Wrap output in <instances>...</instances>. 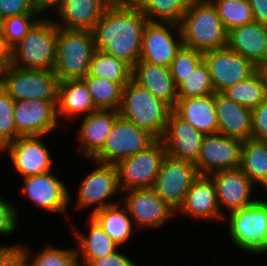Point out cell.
Listing matches in <instances>:
<instances>
[{"label": "cell", "mask_w": 267, "mask_h": 266, "mask_svg": "<svg viewBox=\"0 0 267 266\" xmlns=\"http://www.w3.org/2000/svg\"><path fill=\"white\" fill-rule=\"evenodd\" d=\"M147 17L131 0H113L95 23V48L133 67L140 60Z\"/></svg>", "instance_id": "cell-1"}, {"label": "cell", "mask_w": 267, "mask_h": 266, "mask_svg": "<svg viewBox=\"0 0 267 266\" xmlns=\"http://www.w3.org/2000/svg\"><path fill=\"white\" fill-rule=\"evenodd\" d=\"M179 25L187 47L204 53L227 46L228 31L210 0H193Z\"/></svg>", "instance_id": "cell-2"}, {"label": "cell", "mask_w": 267, "mask_h": 266, "mask_svg": "<svg viewBox=\"0 0 267 266\" xmlns=\"http://www.w3.org/2000/svg\"><path fill=\"white\" fill-rule=\"evenodd\" d=\"M54 21L41 17L8 52V63L25 69L54 70L58 36Z\"/></svg>", "instance_id": "cell-3"}, {"label": "cell", "mask_w": 267, "mask_h": 266, "mask_svg": "<svg viewBox=\"0 0 267 266\" xmlns=\"http://www.w3.org/2000/svg\"><path fill=\"white\" fill-rule=\"evenodd\" d=\"M172 109L134 81L124 86L119 115L133 122L137 129L161 139Z\"/></svg>", "instance_id": "cell-4"}, {"label": "cell", "mask_w": 267, "mask_h": 266, "mask_svg": "<svg viewBox=\"0 0 267 266\" xmlns=\"http://www.w3.org/2000/svg\"><path fill=\"white\" fill-rule=\"evenodd\" d=\"M95 50L92 30L58 27L54 72L59 80L85 78Z\"/></svg>", "instance_id": "cell-5"}, {"label": "cell", "mask_w": 267, "mask_h": 266, "mask_svg": "<svg viewBox=\"0 0 267 266\" xmlns=\"http://www.w3.org/2000/svg\"><path fill=\"white\" fill-rule=\"evenodd\" d=\"M59 77L54 70L25 69L6 64L1 69L0 86L15 100L58 102Z\"/></svg>", "instance_id": "cell-6"}, {"label": "cell", "mask_w": 267, "mask_h": 266, "mask_svg": "<svg viewBox=\"0 0 267 266\" xmlns=\"http://www.w3.org/2000/svg\"><path fill=\"white\" fill-rule=\"evenodd\" d=\"M229 235L237 248L249 254L267 253V202L256 199L246 207L229 212Z\"/></svg>", "instance_id": "cell-7"}, {"label": "cell", "mask_w": 267, "mask_h": 266, "mask_svg": "<svg viewBox=\"0 0 267 266\" xmlns=\"http://www.w3.org/2000/svg\"><path fill=\"white\" fill-rule=\"evenodd\" d=\"M166 154L162 140L157 139L145 150L115 164L121 191L153 188Z\"/></svg>", "instance_id": "cell-8"}, {"label": "cell", "mask_w": 267, "mask_h": 266, "mask_svg": "<svg viewBox=\"0 0 267 266\" xmlns=\"http://www.w3.org/2000/svg\"><path fill=\"white\" fill-rule=\"evenodd\" d=\"M155 139L135 124L119 116L103 147L91 158L95 162L117 164L119 161L145 150Z\"/></svg>", "instance_id": "cell-9"}, {"label": "cell", "mask_w": 267, "mask_h": 266, "mask_svg": "<svg viewBox=\"0 0 267 266\" xmlns=\"http://www.w3.org/2000/svg\"><path fill=\"white\" fill-rule=\"evenodd\" d=\"M199 173L194 163L166 154L153 189L175 212L182 206L185 195Z\"/></svg>", "instance_id": "cell-10"}, {"label": "cell", "mask_w": 267, "mask_h": 266, "mask_svg": "<svg viewBox=\"0 0 267 266\" xmlns=\"http://www.w3.org/2000/svg\"><path fill=\"white\" fill-rule=\"evenodd\" d=\"M183 45L179 24L148 21L143 31L140 60L169 67Z\"/></svg>", "instance_id": "cell-11"}, {"label": "cell", "mask_w": 267, "mask_h": 266, "mask_svg": "<svg viewBox=\"0 0 267 266\" xmlns=\"http://www.w3.org/2000/svg\"><path fill=\"white\" fill-rule=\"evenodd\" d=\"M242 142L221 133L205 135L194 163L199 175L239 168Z\"/></svg>", "instance_id": "cell-12"}, {"label": "cell", "mask_w": 267, "mask_h": 266, "mask_svg": "<svg viewBox=\"0 0 267 266\" xmlns=\"http://www.w3.org/2000/svg\"><path fill=\"white\" fill-rule=\"evenodd\" d=\"M96 163L99 166L85 176L76 195L78 197L77 204H75L76 209L94 207L89 216L100 209L118 204L115 201L112 203L107 200L115 197L114 195L119 191L121 192L117 167L109 163Z\"/></svg>", "instance_id": "cell-13"}, {"label": "cell", "mask_w": 267, "mask_h": 266, "mask_svg": "<svg viewBox=\"0 0 267 266\" xmlns=\"http://www.w3.org/2000/svg\"><path fill=\"white\" fill-rule=\"evenodd\" d=\"M203 60L209 68L215 92H222L227 87L248 79L259 69L228 46L204 52Z\"/></svg>", "instance_id": "cell-14"}, {"label": "cell", "mask_w": 267, "mask_h": 266, "mask_svg": "<svg viewBox=\"0 0 267 266\" xmlns=\"http://www.w3.org/2000/svg\"><path fill=\"white\" fill-rule=\"evenodd\" d=\"M43 136H20L6 144L0 152L8 153L16 172L24 178L53 171V158Z\"/></svg>", "instance_id": "cell-15"}, {"label": "cell", "mask_w": 267, "mask_h": 266, "mask_svg": "<svg viewBox=\"0 0 267 266\" xmlns=\"http://www.w3.org/2000/svg\"><path fill=\"white\" fill-rule=\"evenodd\" d=\"M121 200L127 208L134 225L141 228H160L176 212L169 207L153 188L131 189L122 192Z\"/></svg>", "instance_id": "cell-16"}, {"label": "cell", "mask_w": 267, "mask_h": 266, "mask_svg": "<svg viewBox=\"0 0 267 266\" xmlns=\"http://www.w3.org/2000/svg\"><path fill=\"white\" fill-rule=\"evenodd\" d=\"M50 171L23 178V194L36 207L52 213H65L71 201L67 186Z\"/></svg>", "instance_id": "cell-17"}, {"label": "cell", "mask_w": 267, "mask_h": 266, "mask_svg": "<svg viewBox=\"0 0 267 266\" xmlns=\"http://www.w3.org/2000/svg\"><path fill=\"white\" fill-rule=\"evenodd\" d=\"M14 123L21 136H43L59 124L57 103L45 100H15Z\"/></svg>", "instance_id": "cell-18"}, {"label": "cell", "mask_w": 267, "mask_h": 266, "mask_svg": "<svg viewBox=\"0 0 267 266\" xmlns=\"http://www.w3.org/2000/svg\"><path fill=\"white\" fill-rule=\"evenodd\" d=\"M209 176L215 184L219 209L225 217L227 212L224 213L222 209L226 208L232 212L252 204L257 199L251 197L255 189L254 184L240 168L217 171Z\"/></svg>", "instance_id": "cell-19"}, {"label": "cell", "mask_w": 267, "mask_h": 266, "mask_svg": "<svg viewBox=\"0 0 267 266\" xmlns=\"http://www.w3.org/2000/svg\"><path fill=\"white\" fill-rule=\"evenodd\" d=\"M204 136L171 111L161 140L167 155L195 163Z\"/></svg>", "instance_id": "cell-20"}, {"label": "cell", "mask_w": 267, "mask_h": 266, "mask_svg": "<svg viewBox=\"0 0 267 266\" xmlns=\"http://www.w3.org/2000/svg\"><path fill=\"white\" fill-rule=\"evenodd\" d=\"M186 214L196 220H223L217 201L216 187L208 175H199L185 195L184 202L176 214Z\"/></svg>", "instance_id": "cell-21"}, {"label": "cell", "mask_w": 267, "mask_h": 266, "mask_svg": "<svg viewBox=\"0 0 267 266\" xmlns=\"http://www.w3.org/2000/svg\"><path fill=\"white\" fill-rule=\"evenodd\" d=\"M227 46L265 70L267 25L252 22L228 31Z\"/></svg>", "instance_id": "cell-22"}, {"label": "cell", "mask_w": 267, "mask_h": 266, "mask_svg": "<svg viewBox=\"0 0 267 266\" xmlns=\"http://www.w3.org/2000/svg\"><path fill=\"white\" fill-rule=\"evenodd\" d=\"M132 81L148 90L155 98L174 108L178 99L177 86L170 68L139 60L132 67Z\"/></svg>", "instance_id": "cell-23"}, {"label": "cell", "mask_w": 267, "mask_h": 266, "mask_svg": "<svg viewBox=\"0 0 267 266\" xmlns=\"http://www.w3.org/2000/svg\"><path fill=\"white\" fill-rule=\"evenodd\" d=\"M113 0H61L54 23L63 29L92 30Z\"/></svg>", "instance_id": "cell-24"}, {"label": "cell", "mask_w": 267, "mask_h": 266, "mask_svg": "<svg viewBox=\"0 0 267 266\" xmlns=\"http://www.w3.org/2000/svg\"><path fill=\"white\" fill-rule=\"evenodd\" d=\"M218 133L240 139L252 138V110L235 103L221 92H215Z\"/></svg>", "instance_id": "cell-25"}, {"label": "cell", "mask_w": 267, "mask_h": 266, "mask_svg": "<svg viewBox=\"0 0 267 266\" xmlns=\"http://www.w3.org/2000/svg\"><path fill=\"white\" fill-rule=\"evenodd\" d=\"M119 116V111L114 110H96L83 116L77 135L80 150L82 153L84 152L83 155L91 160L103 147L115 120Z\"/></svg>", "instance_id": "cell-26"}, {"label": "cell", "mask_w": 267, "mask_h": 266, "mask_svg": "<svg viewBox=\"0 0 267 266\" xmlns=\"http://www.w3.org/2000/svg\"><path fill=\"white\" fill-rule=\"evenodd\" d=\"M172 111L204 135L218 133L215 93L203 97L178 98Z\"/></svg>", "instance_id": "cell-27"}, {"label": "cell", "mask_w": 267, "mask_h": 266, "mask_svg": "<svg viewBox=\"0 0 267 266\" xmlns=\"http://www.w3.org/2000/svg\"><path fill=\"white\" fill-rule=\"evenodd\" d=\"M96 110L83 79L60 81L57 117L72 118L71 120H73L75 116L78 117L81 114L87 116Z\"/></svg>", "instance_id": "cell-28"}, {"label": "cell", "mask_w": 267, "mask_h": 266, "mask_svg": "<svg viewBox=\"0 0 267 266\" xmlns=\"http://www.w3.org/2000/svg\"><path fill=\"white\" fill-rule=\"evenodd\" d=\"M88 223L90 228L88 234L73 228L77 242L75 251L83 266H87L92 260L112 254L120 247L91 216Z\"/></svg>", "instance_id": "cell-29"}, {"label": "cell", "mask_w": 267, "mask_h": 266, "mask_svg": "<svg viewBox=\"0 0 267 266\" xmlns=\"http://www.w3.org/2000/svg\"><path fill=\"white\" fill-rule=\"evenodd\" d=\"M121 203L105 207L90 215L119 246L129 240L134 227L127 208Z\"/></svg>", "instance_id": "cell-30"}, {"label": "cell", "mask_w": 267, "mask_h": 266, "mask_svg": "<svg viewBox=\"0 0 267 266\" xmlns=\"http://www.w3.org/2000/svg\"><path fill=\"white\" fill-rule=\"evenodd\" d=\"M235 103L253 110L267 98V73L258 69L246 80H241L221 92Z\"/></svg>", "instance_id": "cell-31"}, {"label": "cell", "mask_w": 267, "mask_h": 266, "mask_svg": "<svg viewBox=\"0 0 267 266\" xmlns=\"http://www.w3.org/2000/svg\"><path fill=\"white\" fill-rule=\"evenodd\" d=\"M239 168L255 186L267 190V141L253 138L244 140Z\"/></svg>", "instance_id": "cell-32"}, {"label": "cell", "mask_w": 267, "mask_h": 266, "mask_svg": "<svg viewBox=\"0 0 267 266\" xmlns=\"http://www.w3.org/2000/svg\"><path fill=\"white\" fill-rule=\"evenodd\" d=\"M150 22L180 24L193 0H131ZM158 19V20H157Z\"/></svg>", "instance_id": "cell-33"}, {"label": "cell", "mask_w": 267, "mask_h": 266, "mask_svg": "<svg viewBox=\"0 0 267 266\" xmlns=\"http://www.w3.org/2000/svg\"><path fill=\"white\" fill-rule=\"evenodd\" d=\"M83 80L97 110L119 111L122 103L124 86L100 77L87 75Z\"/></svg>", "instance_id": "cell-34"}, {"label": "cell", "mask_w": 267, "mask_h": 266, "mask_svg": "<svg viewBox=\"0 0 267 266\" xmlns=\"http://www.w3.org/2000/svg\"><path fill=\"white\" fill-rule=\"evenodd\" d=\"M88 75L119 84H127L132 80V67L125 61L96 49Z\"/></svg>", "instance_id": "cell-35"}, {"label": "cell", "mask_w": 267, "mask_h": 266, "mask_svg": "<svg viewBox=\"0 0 267 266\" xmlns=\"http://www.w3.org/2000/svg\"><path fill=\"white\" fill-rule=\"evenodd\" d=\"M227 31L252 23V9L248 0H210Z\"/></svg>", "instance_id": "cell-36"}, {"label": "cell", "mask_w": 267, "mask_h": 266, "mask_svg": "<svg viewBox=\"0 0 267 266\" xmlns=\"http://www.w3.org/2000/svg\"><path fill=\"white\" fill-rule=\"evenodd\" d=\"M40 15L39 12H31L2 19L0 34L3 46L8 52L23 39L41 18Z\"/></svg>", "instance_id": "cell-37"}, {"label": "cell", "mask_w": 267, "mask_h": 266, "mask_svg": "<svg viewBox=\"0 0 267 266\" xmlns=\"http://www.w3.org/2000/svg\"><path fill=\"white\" fill-rule=\"evenodd\" d=\"M178 98L203 97L215 93L209 68L204 60L177 86Z\"/></svg>", "instance_id": "cell-38"}, {"label": "cell", "mask_w": 267, "mask_h": 266, "mask_svg": "<svg viewBox=\"0 0 267 266\" xmlns=\"http://www.w3.org/2000/svg\"><path fill=\"white\" fill-rule=\"evenodd\" d=\"M202 61L203 52L183 45L169 66L176 86L187 79Z\"/></svg>", "instance_id": "cell-39"}, {"label": "cell", "mask_w": 267, "mask_h": 266, "mask_svg": "<svg viewBox=\"0 0 267 266\" xmlns=\"http://www.w3.org/2000/svg\"><path fill=\"white\" fill-rule=\"evenodd\" d=\"M20 136L14 123V100L0 86V150Z\"/></svg>", "instance_id": "cell-40"}, {"label": "cell", "mask_w": 267, "mask_h": 266, "mask_svg": "<svg viewBox=\"0 0 267 266\" xmlns=\"http://www.w3.org/2000/svg\"><path fill=\"white\" fill-rule=\"evenodd\" d=\"M21 247L28 258L29 266H60L76 249L75 247L73 249H62L54 247V245H48L32 259L31 252L27 249V246L25 247V245L22 246L21 244Z\"/></svg>", "instance_id": "cell-41"}, {"label": "cell", "mask_w": 267, "mask_h": 266, "mask_svg": "<svg viewBox=\"0 0 267 266\" xmlns=\"http://www.w3.org/2000/svg\"><path fill=\"white\" fill-rule=\"evenodd\" d=\"M8 199H4L0 196V235L8 236L15 232L17 228V223L19 219L17 207L8 202ZM21 244L12 245H0V247H18Z\"/></svg>", "instance_id": "cell-42"}, {"label": "cell", "mask_w": 267, "mask_h": 266, "mask_svg": "<svg viewBox=\"0 0 267 266\" xmlns=\"http://www.w3.org/2000/svg\"><path fill=\"white\" fill-rule=\"evenodd\" d=\"M252 138L267 141V98L252 110Z\"/></svg>", "instance_id": "cell-43"}, {"label": "cell", "mask_w": 267, "mask_h": 266, "mask_svg": "<svg viewBox=\"0 0 267 266\" xmlns=\"http://www.w3.org/2000/svg\"><path fill=\"white\" fill-rule=\"evenodd\" d=\"M36 11L30 3V0H0V18L28 14Z\"/></svg>", "instance_id": "cell-44"}, {"label": "cell", "mask_w": 267, "mask_h": 266, "mask_svg": "<svg viewBox=\"0 0 267 266\" xmlns=\"http://www.w3.org/2000/svg\"><path fill=\"white\" fill-rule=\"evenodd\" d=\"M28 258L23 248L0 247V266H29Z\"/></svg>", "instance_id": "cell-45"}, {"label": "cell", "mask_w": 267, "mask_h": 266, "mask_svg": "<svg viewBox=\"0 0 267 266\" xmlns=\"http://www.w3.org/2000/svg\"><path fill=\"white\" fill-rule=\"evenodd\" d=\"M87 266H137L133 261L129 259L123 253H119L118 250L112 254L92 260Z\"/></svg>", "instance_id": "cell-46"}, {"label": "cell", "mask_w": 267, "mask_h": 266, "mask_svg": "<svg viewBox=\"0 0 267 266\" xmlns=\"http://www.w3.org/2000/svg\"><path fill=\"white\" fill-rule=\"evenodd\" d=\"M254 22L267 25V0H248Z\"/></svg>", "instance_id": "cell-47"}, {"label": "cell", "mask_w": 267, "mask_h": 266, "mask_svg": "<svg viewBox=\"0 0 267 266\" xmlns=\"http://www.w3.org/2000/svg\"><path fill=\"white\" fill-rule=\"evenodd\" d=\"M61 0H30L31 5L33 8L38 11L41 16H43L42 13H45V11H49V9H54V11L59 6Z\"/></svg>", "instance_id": "cell-48"}, {"label": "cell", "mask_w": 267, "mask_h": 266, "mask_svg": "<svg viewBox=\"0 0 267 266\" xmlns=\"http://www.w3.org/2000/svg\"><path fill=\"white\" fill-rule=\"evenodd\" d=\"M60 266H83L79 255L74 251Z\"/></svg>", "instance_id": "cell-49"}, {"label": "cell", "mask_w": 267, "mask_h": 266, "mask_svg": "<svg viewBox=\"0 0 267 266\" xmlns=\"http://www.w3.org/2000/svg\"><path fill=\"white\" fill-rule=\"evenodd\" d=\"M6 64H8V51L3 46L0 34V66L3 68Z\"/></svg>", "instance_id": "cell-50"}, {"label": "cell", "mask_w": 267, "mask_h": 266, "mask_svg": "<svg viewBox=\"0 0 267 266\" xmlns=\"http://www.w3.org/2000/svg\"><path fill=\"white\" fill-rule=\"evenodd\" d=\"M265 70H267V54H266V57H265Z\"/></svg>", "instance_id": "cell-51"}, {"label": "cell", "mask_w": 267, "mask_h": 266, "mask_svg": "<svg viewBox=\"0 0 267 266\" xmlns=\"http://www.w3.org/2000/svg\"><path fill=\"white\" fill-rule=\"evenodd\" d=\"M2 19L0 18V32H1Z\"/></svg>", "instance_id": "cell-52"}, {"label": "cell", "mask_w": 267, "mask_h": 266, "mask_svg": "<svg viewBox=\"0 0 267 266\" xmlns=\"http://www.w3.org/2000/svg\"><path fill=\"white\" fill-rule=\"evenodd\" d=\"M1 69H2V67L0 66V80H1Z\"/></svg>", "instance_id": "cell-53"}]
</instances>
